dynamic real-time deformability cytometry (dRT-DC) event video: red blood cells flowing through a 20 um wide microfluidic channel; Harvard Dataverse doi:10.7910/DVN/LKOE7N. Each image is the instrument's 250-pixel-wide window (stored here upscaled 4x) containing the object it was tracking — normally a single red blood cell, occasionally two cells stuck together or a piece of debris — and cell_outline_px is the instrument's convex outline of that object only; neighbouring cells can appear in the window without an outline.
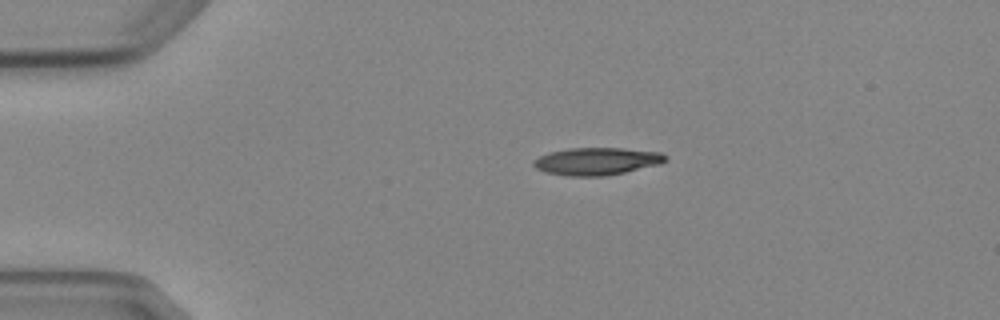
{"species": "Egyptian fruit bat (a non-hibernating species)", "species_latin": "Rousettus aegyptiacus", "temperature_condition": "cold", "stored_images_in_passage": 4, "camera_frame_rate_fps": 3000, "um_per_image_px": 0.085, "animal": {"sex": "female"}, "frame": {"image": 1, "passage_image": 1, "time_ms": 0.0, "image_size_px": [1000, 320], "cell_outline_px": [[668, 160], [660, 164], [624, 172], [604, 176], [568, 176], [548, 172], [536, 168], [532, 164], [532, 160], [548, 152], [568, 148], [624, 148], [660, 152], [668, 156]], "centroid_in_image_um": [50.74, 13.7], "position_along_channel_um": 34.3, "area_um2": 21.15}}
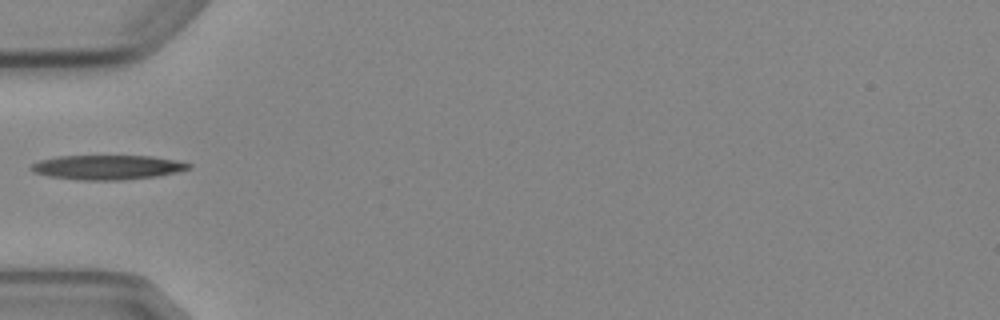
{"frame": {"image": 2, "passage_image": 3, "time_ms": 2.333, "image_size_px": [1000, 320], "cell_outline_px": [[192, 168], [176, 172], [156, 176], [124, 180], [80, 180], [48, 176], [32, 172], [28, 168], [32, 164], [40, 160], [56, 156], [152, 156], [176, 160], [192, 164]], "centroid_in_image_um": [9.11, 14.22], "position_along_channel_um": 75.9, "area_um2": 22.6}}
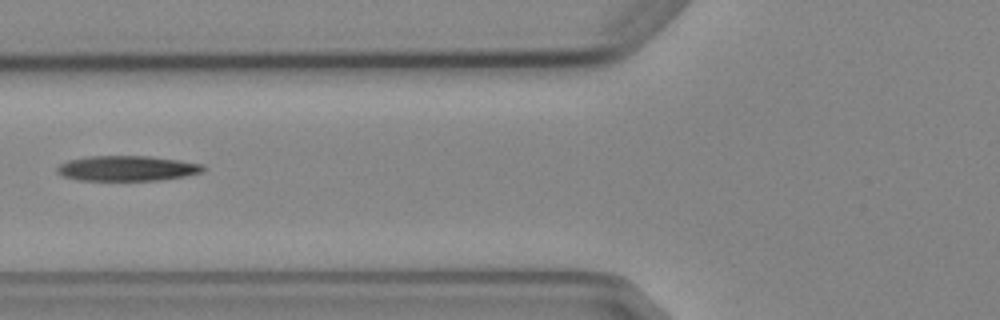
{"frame": {"image": 3, "passage_image": 4, "time_ms": 3.333, "image_size_px": [1000, 320], "cell_outline_px": [[204, 172], [184, 176], [160, 180], [80, 180], [64, 176], [56, 172], [56, 168], [60, 164], [68, 160], [88, 156], [152, 156], [180, 160], [204, 164]], "centroid_in_image_um": [10.83, 14.3], "position_along_channel_um": 115.0, "area_um2": 21.5}}